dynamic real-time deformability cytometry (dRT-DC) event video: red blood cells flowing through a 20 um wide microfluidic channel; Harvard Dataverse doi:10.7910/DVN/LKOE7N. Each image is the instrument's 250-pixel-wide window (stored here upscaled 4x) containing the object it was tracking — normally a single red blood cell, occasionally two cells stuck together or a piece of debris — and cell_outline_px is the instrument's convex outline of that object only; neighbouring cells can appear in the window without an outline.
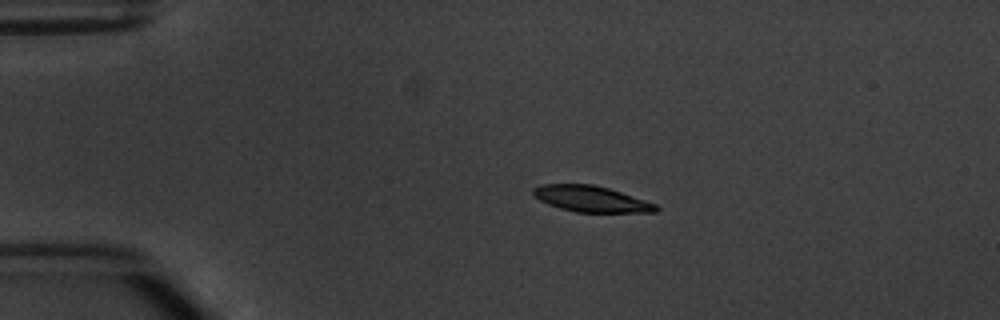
{"species": "common noctule bat (a hibernating species)", "species_latin": "Nyctalus noctula", "temperature_condition": "warm", "stored_images_in_passage": 7, "camera_frame_rate_fps": 3000, "um_per_image_px": 0.085, "animal": {"sex": "male", "body_mass_g": 20.1, "forearm_length_mm": 53.5}, "frame": {"image": 1, "passage_image": 4, "time_ms": 3.667, "image_size_px": [1000, 320], "cell_outline_px": [[660, 208], [656, 212], [576, 212], [560, 208], [548, 204], [532, 196], [532, 188], [544, 184], [592, 184], [608, 188], [656, 204]], "centroid_in_image_um": [50.21, 16.91], "position_along_channel_um": 34.8, "area_um2": 18.5}}
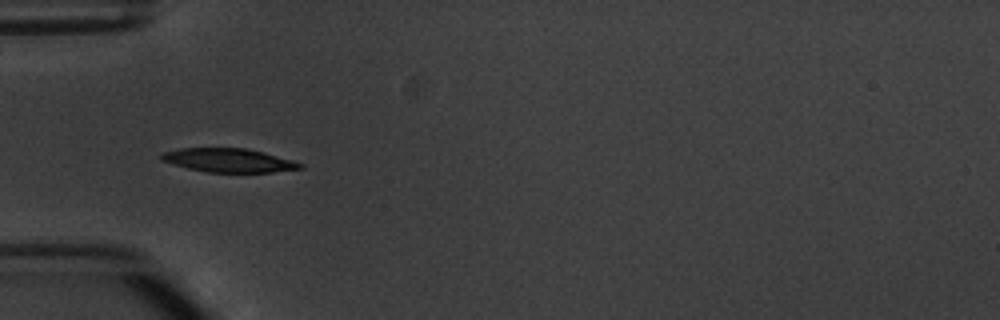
{"frame": {"image": 2, "passage_image": 5, "time_ms": 5.667, "image_size_px": [1000, 320], "cell_outline_px": [[304, 168], [272, 172], [208, 172], [188, 168], [172, 164], [160, 160], [160, 156], [164, 152], [180, 148], [244, 148], [264, 152], [292, 160], [304, 164]], "centroid_in_image_um": [19.44, 13.62], "position_along_channel_um": 65.6, "area_um2": 19.13}}
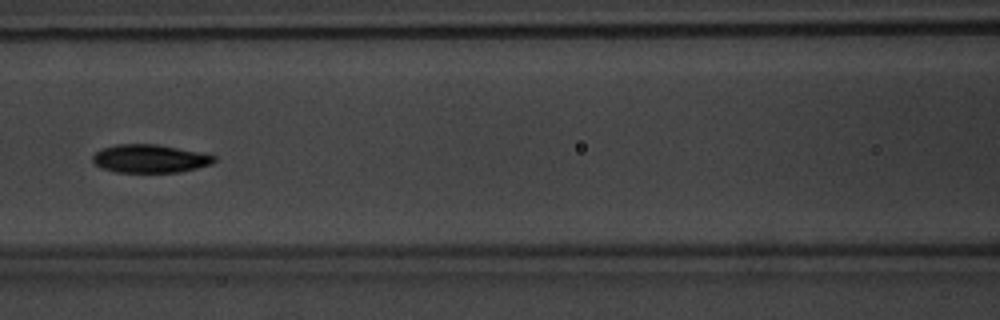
{"frame": {"image": 3, "passage_image": 7, "time_ms": 8.0, "image_size_px": [1000, 320], "cell_outline_px": [[216, 160], [212, 164], [180, 172], [116, 172], [100, 168], [92, 160], [92, 156], [96, 152], [104, 148], [116, 144], [156, 144], [216, 156]], "centroid_in_image_um": [12.71, 13.49], "position_along_channel_um": 153.9, "area_um2": 19.77}}